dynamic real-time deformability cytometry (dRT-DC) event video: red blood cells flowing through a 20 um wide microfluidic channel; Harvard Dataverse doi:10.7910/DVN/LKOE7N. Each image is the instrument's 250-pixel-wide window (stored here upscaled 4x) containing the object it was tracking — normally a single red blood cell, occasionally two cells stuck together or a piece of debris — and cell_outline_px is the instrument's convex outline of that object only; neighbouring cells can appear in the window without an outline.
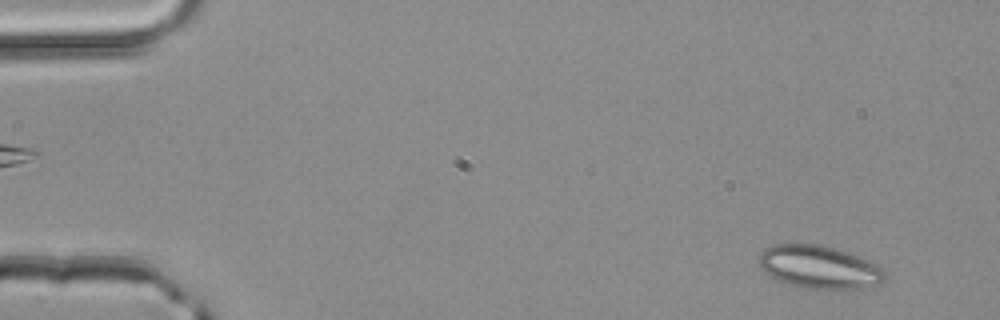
{"species": "common noctule bat (a hibernating species)", "species_latin": "Nyctalus noctula", "temperature_condition": "room temperature", "stored_images_in_passage": 4, "segment_of_instrument_passage": [2, 2], "camera_frame_rate_fps": 3000, "um_per_image_px": 0.085, "animal": {"sex": "male", "body_mass_g": 20.4}, "frame": {"image": 1, "passage_image": 4, "time_ms": 1.0, "image_size_px": [1000, 320], "cell_outline_px": [[888, 272], [884, 280], [880, 284], [840, 292], [800, 288], [776, 280], [764, 272], [760, 268], [760, 252], [764, 248], [776, 244], [816, 244], [836, 248], [872, 260], [884, 268]], "centroid_in_image_um": [69.7, 22.74], "position_along_channel_um": 15.3, "area_um2": 32.77}}